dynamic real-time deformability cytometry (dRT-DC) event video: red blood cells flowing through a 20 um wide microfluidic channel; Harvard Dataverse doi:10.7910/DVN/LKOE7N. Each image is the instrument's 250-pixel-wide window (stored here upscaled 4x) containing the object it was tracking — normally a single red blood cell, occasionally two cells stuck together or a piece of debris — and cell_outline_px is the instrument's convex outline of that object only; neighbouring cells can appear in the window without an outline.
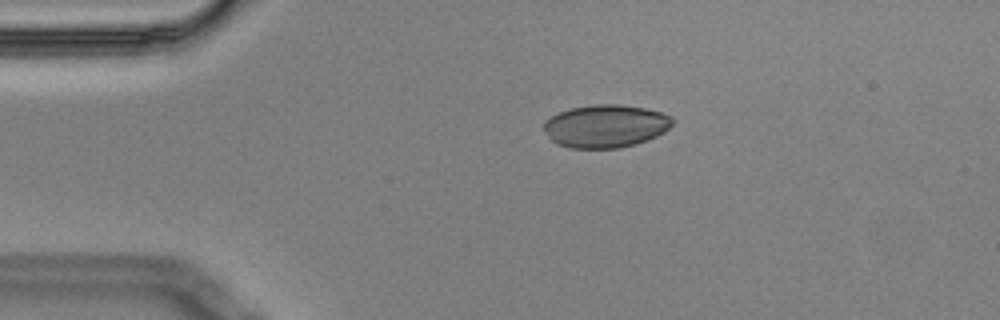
{"species": "Egyptian fruit bat (a non-hibernating species)", "species_latin": "Rousettus aegyptiacus", "temperature_condition": "cold", "stored_images_in_passage": 3, "camera_frame_rate_fps": 3000, "um_per_image_px": 0.085, "animal": {"sex": "male"}, "frame": {"image": 1, "passage_image": 1, "time_ms": 0.0, "image_size_px": [1000, 320], "cell_outline_px": [[676, 120], [664, 132], [648, 140], [636, 144], [620, 148], [568, 148], [556, 144], [548, 136], [544, 128], [544, 120], [560, 112], [572, 108], [596, 104], [616, 104], [644, 108], [660, 112], [672, 116]], "centroid_in_image_um": [51.49, 10.73], "position_along_channel_um": 33.5, "area_um2": 32.19}}
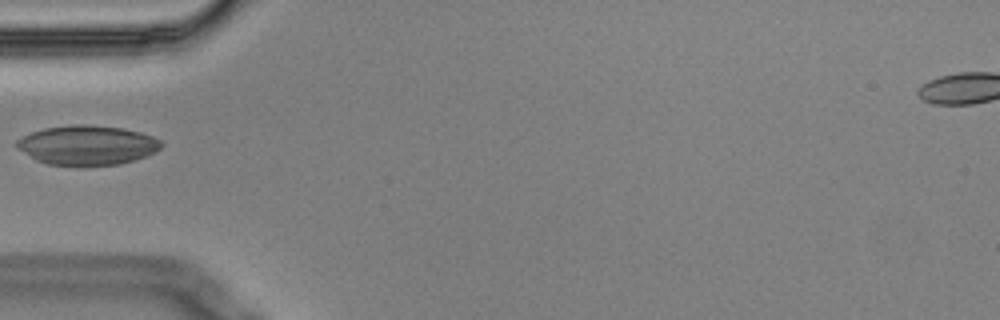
{"frame": {"image": 2, "passage_image": 3, "time_ms": 0.667, "image_size_px": [1000, 320], "cell_outline_px": [[164, 144], [156, 152], [148, 156], [120, 164], [84, 168], [76, 168], [48, 164], [36, 160], [16, 148], [16, 140], [32, 132], [44, 128], [76, 124], [84, 124], [120, 128], [140, 132], [152, 136], [160, 140]], "centroid_in_image_um": [7.42, 12.38], "position_along_channel_um": 77.6, "area_um2": 34.04}}